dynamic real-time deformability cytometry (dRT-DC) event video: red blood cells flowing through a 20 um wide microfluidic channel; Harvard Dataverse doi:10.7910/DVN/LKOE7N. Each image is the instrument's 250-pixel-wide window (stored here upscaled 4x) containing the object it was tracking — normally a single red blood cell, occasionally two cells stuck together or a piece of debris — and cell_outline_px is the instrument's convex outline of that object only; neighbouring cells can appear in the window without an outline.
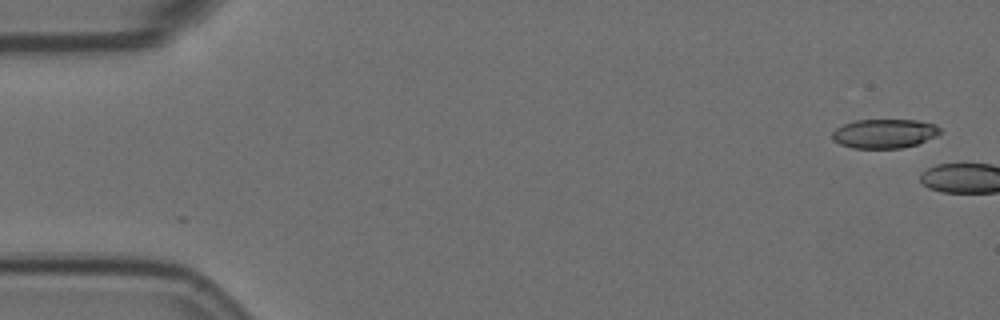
{"species": "Egyptian fruit bat (a non-hibernating species)", "species_latin": "Rousettus aegyptiacus", "temperature_condition": "room temperature", "stored_images_in_passage": 6, "camera_frame_rate_fps": 3000, "um_per_image_px": 0.085, "animal": {"sex": "female"}, "frame": {"image": 1, "passage_image": 1, "time_ms": 0.0, "image_size_px": [1000, 320], "cell_outline_px": [[940, 132], [936, 136], [916, 144], [900, 148], [852, 148], [840, 144], [832, 140], [832, 132], [836, 128], [852, 120], [916, 120], [936, 124], [940, 128]], "centroid_in_image_um": [75.14, 11.35], "position_along_channel_um": 9.9, "area_um2": 18.32}}